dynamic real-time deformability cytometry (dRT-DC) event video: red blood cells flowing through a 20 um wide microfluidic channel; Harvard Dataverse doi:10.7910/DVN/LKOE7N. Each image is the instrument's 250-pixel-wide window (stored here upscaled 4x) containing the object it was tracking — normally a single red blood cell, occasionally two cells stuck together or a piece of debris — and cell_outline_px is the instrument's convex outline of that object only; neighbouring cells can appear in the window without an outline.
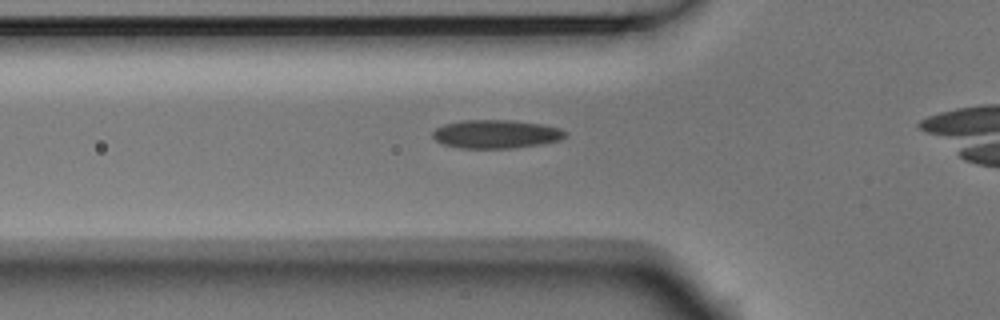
{"species": "Egyptian fruit bat (a non-hibernating species)", "species_latin": "Rousettus aegyptiacus", "temperature_condition": "room temperature", "stored_images_in_passage": 28, "camera_frame_rate_fps": 3000, "um_per_image_px": 0.085, "animal": {"sex": "male"}, "frame": {"image": 1, "passage_image": 2, "time_ms": 0.333, "image_size_px": [1000, 320], "cell_outline_px": [[568, 136], [560, 140], [540, 144], [512, 148], [460, 148], [444, 144], [436, 140], [432, 136], [432, 132], [436, 128], [444, 124], [464, 120], [512, 120], [540, 124], [560, 128], [568, 132]], "centroid_in_image_um": [42.18, 11.39], "position_along_channel_um": 83.6, "area_um2": 22.02}}
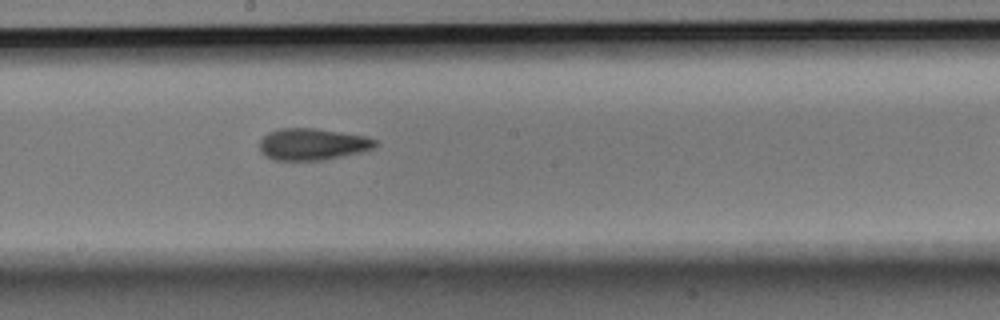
{"frame": {"image": 2, "passage_image": 13, "time_ms": 4.0, "image_size_px": [1000, 320], "cell_outline_px": [[376, 148], [364, 152], [324, 160], [272, 160], [264, 156], [260, 152], [260, 140], [268, 132], [280, 128], [316, 128], [364, 136], [376, 140]], "centroid_in_image_um": [26.55, 12.27], "position_along_channel_um": 221.6, "area_um2": 21.62}}
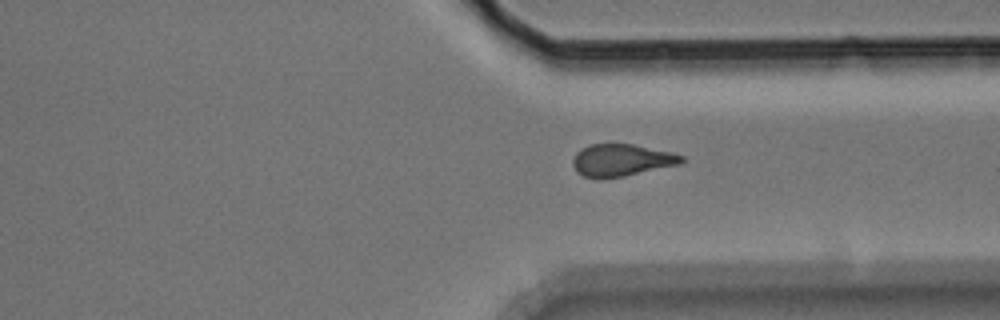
{"frame": {"image": 3, "passage_image": 24, "time_ms": 7.667, "image_size_px": [1000, 320], "cell_outline_px": [[684, 160], [680, 164], [624, 176], [600, 180], [596, 180], [584, 176], [576, 172], [572, 164], [572, 160], [576, 152], [580, 148], [588, 144], [632, 144], [672, 152], [684, 156]], "centroid_in_image_um": [52.77, 13.63], "position_along_channel_um": 358.6, "area_um2": 20.69}}